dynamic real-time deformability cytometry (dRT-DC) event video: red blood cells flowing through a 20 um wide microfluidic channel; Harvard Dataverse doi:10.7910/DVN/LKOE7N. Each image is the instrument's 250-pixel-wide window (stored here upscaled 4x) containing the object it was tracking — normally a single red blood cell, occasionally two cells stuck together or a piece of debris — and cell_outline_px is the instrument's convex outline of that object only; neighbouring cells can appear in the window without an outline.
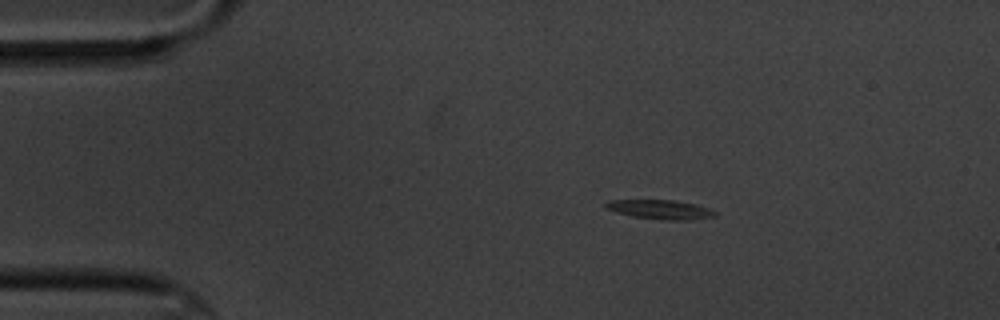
{"species": "common noctule bat (a hibernating species)", "species_latin": "Nyctalus noctula", "temperature_condition": "cold", "stored_images_in_passage": 3, "camera_frame_rate_fps": 3000, "um_per_image_px": 0.085, "animal": {"sex": "male", "body_mass_g": 20.1, "forearm_length_mm": 53.5}, "frame": {"image": 1, "passage_image": 1, "time_ms": 0.0, "image_size_px": [1000, 320], "cell_outline_px": [[716, 216], [688, 220], [664, 220], [632, 216], [616, 212], [604, 208], [604, 204], [608, 200], [672, 200], [696, 204], [708, 208], [716, 212]], "centroid_in_image_um": [56.1, 17.8], "position_along_channel_um": 28.9, "area_um2": 12.25}}
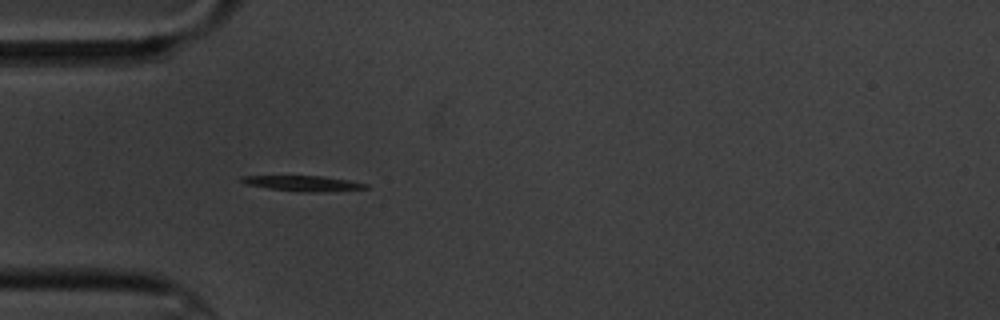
{"frame": {"image": 2, "passage_image": 3, "time_ms": 2.333, "image_size_px": [1000, 320], "cell_outline_px": [[368, 188], [316, 192], [300, 192], [268, 188], [244, 184], [240, 180], [240, 176], [324, 176], [348, 180], [368, 184]], "centroid_in_image_um": [25.73, 15.58], "position_along_channel_um": 59.3, "area_um2": 11.04}}